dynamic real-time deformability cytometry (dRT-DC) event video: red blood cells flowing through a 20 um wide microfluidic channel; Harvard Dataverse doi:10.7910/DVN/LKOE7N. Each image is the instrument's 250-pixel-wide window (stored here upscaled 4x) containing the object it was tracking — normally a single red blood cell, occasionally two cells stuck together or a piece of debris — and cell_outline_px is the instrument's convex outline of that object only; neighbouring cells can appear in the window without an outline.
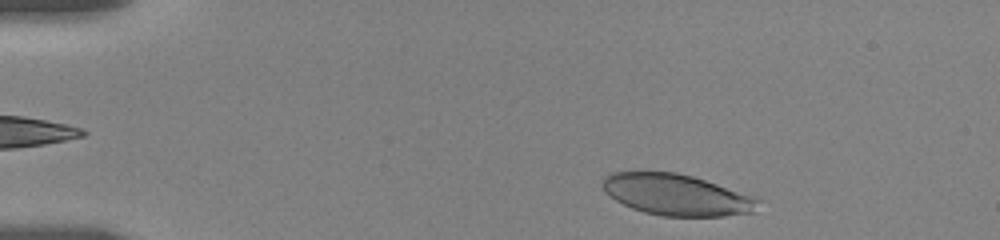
{"species": "human", "species_latin": "Homo sapiens", "temperature_condition": "room temperature", "stored_images_in_passage": 25, "camera_frame_rate_fps": 3000, "um_per_image_px": 0.085, "donor": {"sex": "female"}, "frame": {"image": 1, "passage_image": 6, "time_ms": 0.667, "image_size_px": [1000, 240], "cell_outline_px": [[760, 200], [752, 212], [724, 216], [664, 216], [644, 212], [632, 208], [616, 200], [604, 192], [600, 184], [604, 176], [612, 172], [676, 172], [692, 176], [716, 184]], "centroid_in_image_um": [57.4, 16.55], "position_along_channel_um": 27.6, "area_um2": 36.82}}
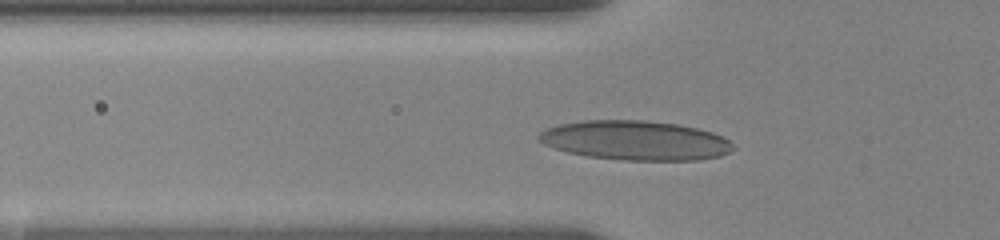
{"frame": {"image": 2, "passage_image": 23, "time_ms": 4.0, "image_size_px": [1000, 240], "cell_outline_px": [[732, 148], [728, 152], [720, 156], [700, 160], [624, 160], [588, 156], [568, 152], [544, 144], [536, 136], [540, 132], [548, 128], [560, 124], [580, 120], [644, 120], [676, 124], [696, 128], [712, 132], [728, 140], [732, 144]], "centroid_in_image_um": [53.98, 11.93], "position_along_channel_um": 71.8, "area_um2": 44.33}}